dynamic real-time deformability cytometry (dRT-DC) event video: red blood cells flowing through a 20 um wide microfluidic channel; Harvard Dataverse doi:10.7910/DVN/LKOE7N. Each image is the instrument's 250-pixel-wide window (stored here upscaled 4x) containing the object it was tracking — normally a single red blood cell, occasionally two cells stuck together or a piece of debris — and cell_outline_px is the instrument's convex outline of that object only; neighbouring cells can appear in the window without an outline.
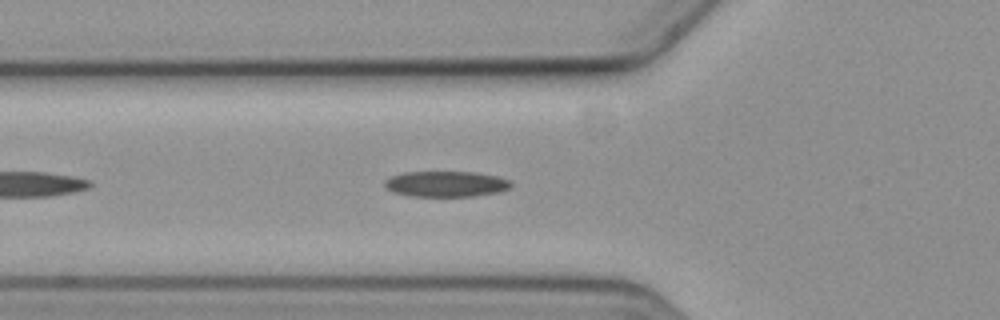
{"species": "common noctule bat (a hibernating species)", "species_latin": "Nyctalus noctula", "temperature_condition": "cold", "stored_images_in_passage": 41, "camera_frame_rate_fps": 3000, "um_per_image_px": 0.085, "animal": {"sex": "female", "body_mass_g": 19.3, "forearm_length_mm": 54.1}, "frame": {"image": 1, "passage_image": 7, "time_ms": 2.0, "image_size_px": [1000, 320], "cell_outline_px": [[512, 184], [508, 188], [500, 192], [476, 196], [412, 196], [392, 192], [384, 184], [384, 180], [392, 176], [404, 172], [476, 172], [496, 176], [508, 180]], "centroid_in_image_um": [37.9, 15.64], "position_along_channel_um": 87.9, "area_um2": 18.84}}
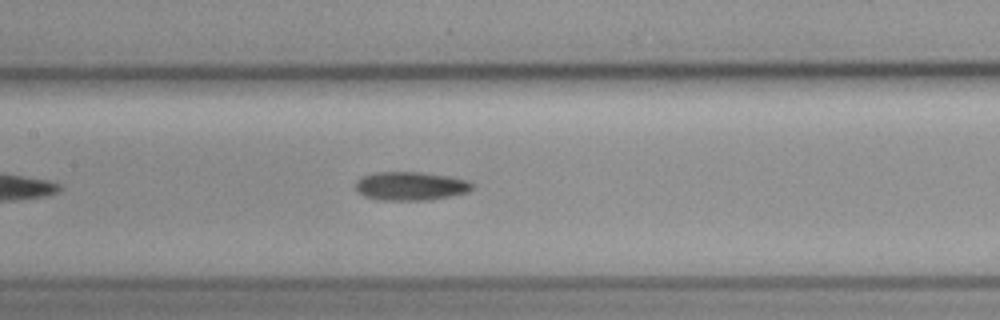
{"frame": {"image": 2, "passage_image": 14, "time_ms": 4.333, "image_size_px": [1000, 320], "cell_outline_px": [[472, 188], [468, 192], [428, 200], [380, 200], [364, 196], [356, 192], [356, 180], [364, 176], [376, 172], [420, 172], [448, 176], [468, 180], [472, 184]], "centroid_in_image_um": [34.87, 15.81], "position_along_channel_um": 172.5, "area_um2": 19.36}}
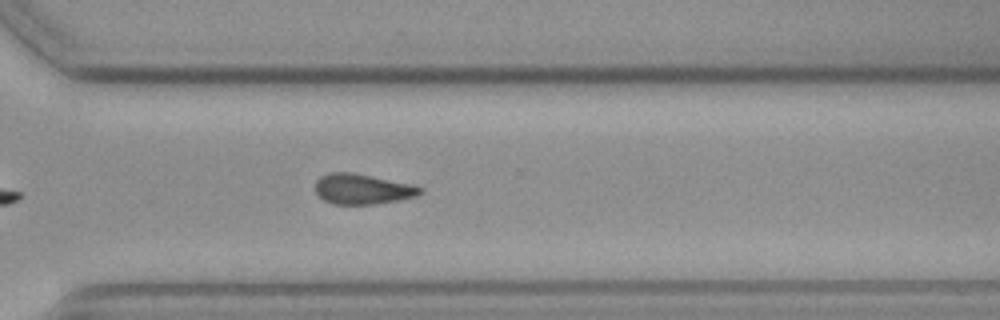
{"frame": {"image": 3, "passage_image": 28, "time_ms": 9.0, "image_size_px": [1000, 320], "cell_outline_px": [[424, 192], [416, 196], [400, 200], [376, 204], [332, 204], [324, 200], [316, 192], [316, 180], [320, 176], [332, 172], [352, 172], [412, 184], [424, 188]], "centroid_in_image_um": [30.84, 16.07], "position_along_channel_um": 339.8, "area_um2": 18.61}, "authors_computed_cell_mechanics": {"area_um2": 18.8428, "velocity_mm_per_s": 3.5952, "shape_relaxation_time_tau1_ms": 5.6555, "shape_relaxation_time_tau2_ms": null, "deformation_change_tau1": 0.1423, "deformation_change_tau2": null}}